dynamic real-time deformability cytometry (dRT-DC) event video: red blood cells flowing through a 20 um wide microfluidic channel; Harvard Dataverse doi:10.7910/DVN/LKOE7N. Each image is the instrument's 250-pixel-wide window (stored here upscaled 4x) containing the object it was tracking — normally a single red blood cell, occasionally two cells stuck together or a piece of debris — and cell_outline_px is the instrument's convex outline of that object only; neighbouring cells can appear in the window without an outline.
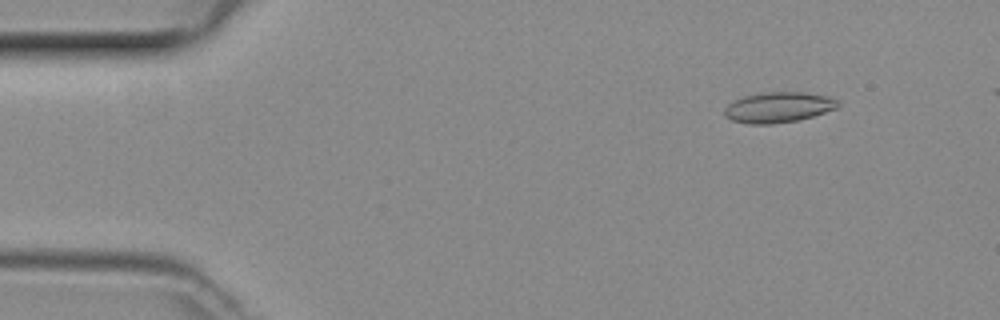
{"species": "common noctule bat (a hibernating species)", "species_latin": "Nyctalus noctula", "temperature_condition": "room temperature", "stored_images_in_passage": 49, "camera_frame_rate_fps": 3000, "um_per_image_px": 0.085, "animal": {"sex": "female", "body_mass_g": 29.2, "forearm_length_mm": 56.3}, "frame": {"image": 1, "passage_image": 6, "time_ms": 1.667, "image_size_px": [1000, 320], "cell_outline_px": [[840, 104], [836, 108], [812, 116], [796, 120], [772, 124], [748, 124], [732, 120], [724, 116], [724, 108], [728, 104], [744, 96], [764, 92], [804, 92], [828, 96], [836, 100]], "centroid_in_image_um": [66.13, 9.12], "position_along_channel_um": 18.9, "area_um2": 20.0}}
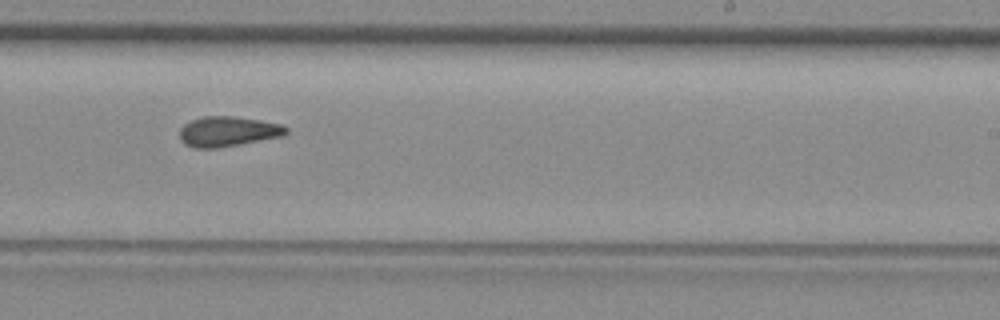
{"frame": {"image": 2, "passage_image": 30, "time_ms": 9.667, "image_size_px": [1000, 320], "cell_outline_px": [[288, 132], [284, 136], [240, 144], [216, 148], [192, 148], [184, 144], [180, 140], [180, 128], [184, 124], [192, 120], [204, 116], [232, 116], [260, 120], [280, 124], [288, 128]], "centroid_in_image_um": [19.36, 11.18], "position_along_channel_um": 269.6, "area_um2": 18.73}}
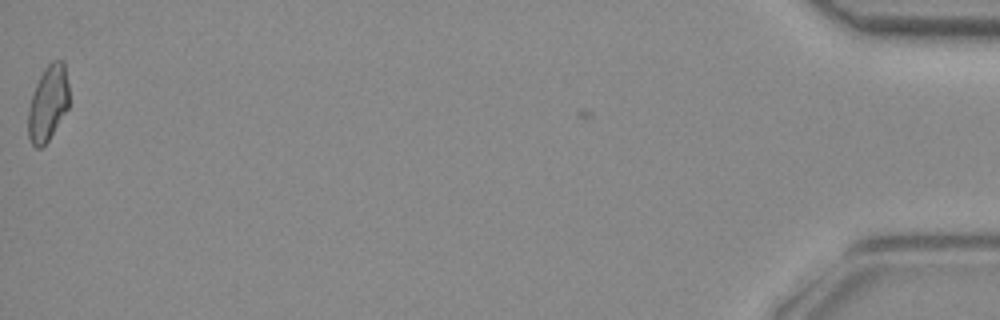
{"frame": {"image": 3, "passage_image": 49, "time_ms": 16.0, "image_size_px": [1000, 320], "cell_outline_px": [[68, 108], [48, 140], [40, 148], [36, 148], [32, 144], [28, 136], [28, 108], [36, 84], [44, 68], [52, 60], [64, 60], [68, 84]], "centroid_in_image_um": [4.08, 8.75], "position_along_channel_um": 431.1, "area_um2": 17.86}}